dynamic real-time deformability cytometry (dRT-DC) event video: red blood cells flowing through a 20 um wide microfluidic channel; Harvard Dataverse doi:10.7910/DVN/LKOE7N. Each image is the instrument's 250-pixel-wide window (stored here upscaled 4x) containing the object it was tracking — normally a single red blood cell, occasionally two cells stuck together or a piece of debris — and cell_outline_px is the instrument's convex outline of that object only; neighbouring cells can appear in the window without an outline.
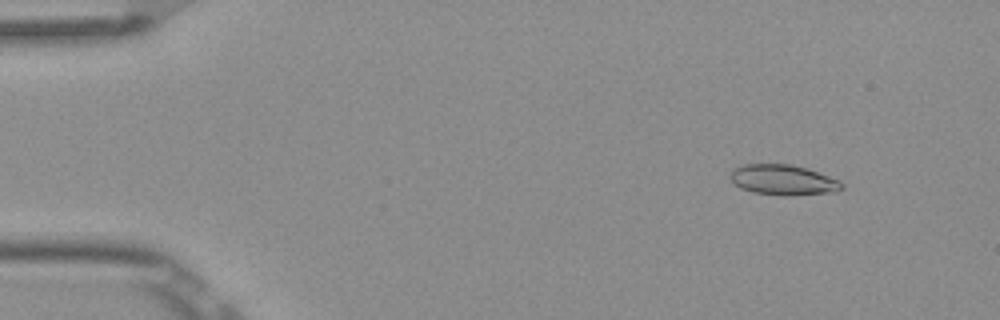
{"species": "Egyptian fruit bat (a non-hibernating species)", "species_latin": "Rousettus aegyptiacus", "temperature_condition": "room temperature", "stored_images_in_passage": 5, "camera_frame_rate_fps": 3000, "um_per_image_px": 0.085, "frame": {"image": 1, "passage_image": 2, "time_ms": 0.333, "image_size_px": [1000, 320], "cell_outline_px": [[844, 188], [836, 192], [792, 196], [780, 196], [752, 192], [740, 188], [728, 176], [736, 168], [744, 164], [792, 164], [840, 180], [844, 184]], "centroid_in_image_um": [66.6, 15.31], "position_along_channel_um": 18.4, "area_um2": 19.83}}
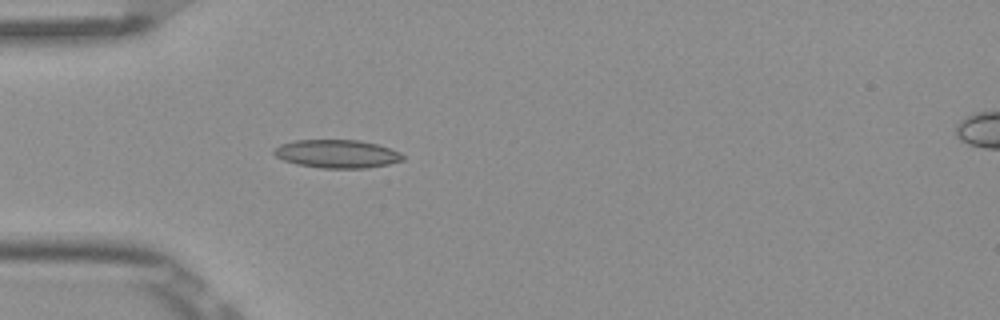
{"frame": {"image": 2, "passage_image": 5, "time_ms": 1.333, "image_size_px": [1000, 320], "cell_outline_px": [[404, 160], [388, 164], [364, 168], [320, 168], [296, 164], [284, 160], [276, 156], [272, 152], [280, 144], [296, 140], [360, 140], [376, 144], [400, 152], [404, 156]], "centroid_in_image_um": [28.64, 13.08], "position_along_channel_um": 56.4, "area_um2": 21.1}}